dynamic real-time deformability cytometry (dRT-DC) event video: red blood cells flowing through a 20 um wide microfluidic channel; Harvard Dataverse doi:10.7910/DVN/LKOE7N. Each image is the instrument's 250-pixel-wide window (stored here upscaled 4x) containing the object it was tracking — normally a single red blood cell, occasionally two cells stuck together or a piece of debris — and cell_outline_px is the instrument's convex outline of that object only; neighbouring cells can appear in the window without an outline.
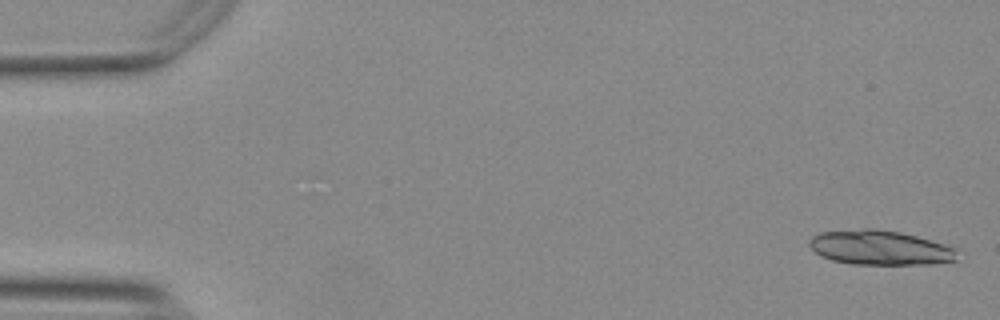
{"species": "Egyptian fruit bat (a non-hibernating species)", "species_latin": "Rousettus aegyptiacus", "temperature_condition": "warm", "stored_images_in_passage": 33, "segment_of_instrument_passage": [1, 2], "camera_frame_rate_fps": 3000, "um_per_image_px": 0.085, "animal": {"sex": "female"}, "frame": {"image": 1, "passage_image": 1, "time_ms": 0.0, "image_size_px": [1000, 320], "cell_outline_px": [[960, 248], [956, 260], [932, 264], [852, 264], [832, 260], [820, 256], [808, 244], [808, 240], [812, 236], [820, 232], [864, 228], [872, 228], [900, 232], [916, 236]], "centroid_in_image_um": [74.82, 21.05], "position_along_channel_um": 10.2, "area_um2": 30.06}}
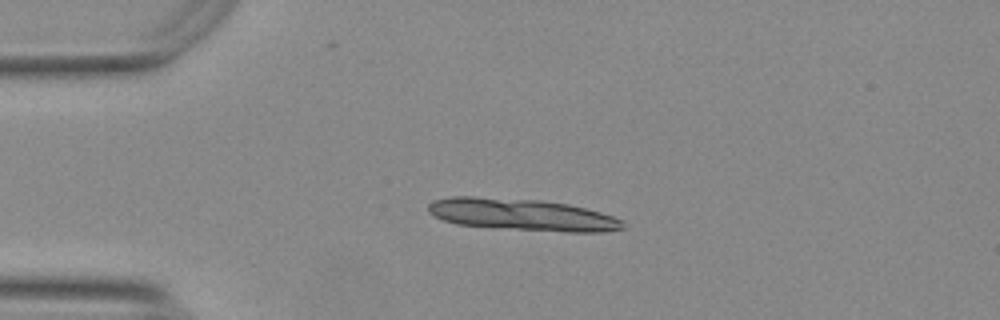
{"frame": {"image": 2, "passage_image": 12, "time_ms": 3.667, "image_size_px": [1000, 320], "cell_outline_px": [[624, 228], [604, 232], [568, 232], [456, 224], [444, 220], [428, 212], [428, 204], [432, 200], [452, 196], [472, 196], [540, 200], [568, 204], [600, 212], [612, 216], [620, 220]], "centroid_in_image_um": [44.34, 18.23], "position_along_channel_um": 40.7, "area_um2": 35.66}}